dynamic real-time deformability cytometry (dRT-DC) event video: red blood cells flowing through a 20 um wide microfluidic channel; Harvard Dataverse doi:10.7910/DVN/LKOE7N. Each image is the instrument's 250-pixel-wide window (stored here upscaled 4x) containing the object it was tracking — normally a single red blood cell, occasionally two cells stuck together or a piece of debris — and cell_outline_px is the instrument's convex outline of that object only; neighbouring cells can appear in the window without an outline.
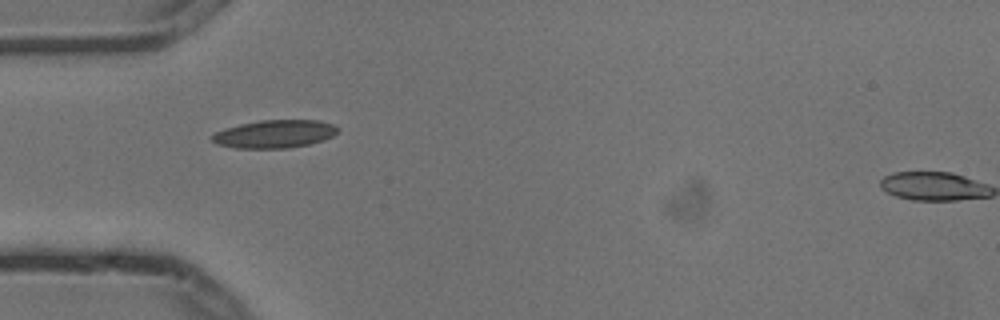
{"species": "common noctule bat (a hibernating species)", "species_latin": "Nyctalus noctula", "temperature_condition": "cold", "stored_images_in_passage": 1, "camera_frame_rate_fps": 3000, "um_per_image_px": 0.085, "animal": {"sex": "male", "body_mass_g": 13.3}, "frame": {"image": 1, "passage_image": 1, "time_ms": 0.0, "image_size_px": [1000, 320], "cell_outline_px": [[340, 132], [324, 140], [308, 144], [288, 148], [236, 148], [216, 144], [212, 140], [212, 136], [216, 132], [224, 128], [240, 124], [260, 120], [320, 120], [336, 124], [340, 128]], "centroid_in_image_um": [23.4, 11.38], "position_along_channel_um": 61.6, "area_um2": 20.69}}